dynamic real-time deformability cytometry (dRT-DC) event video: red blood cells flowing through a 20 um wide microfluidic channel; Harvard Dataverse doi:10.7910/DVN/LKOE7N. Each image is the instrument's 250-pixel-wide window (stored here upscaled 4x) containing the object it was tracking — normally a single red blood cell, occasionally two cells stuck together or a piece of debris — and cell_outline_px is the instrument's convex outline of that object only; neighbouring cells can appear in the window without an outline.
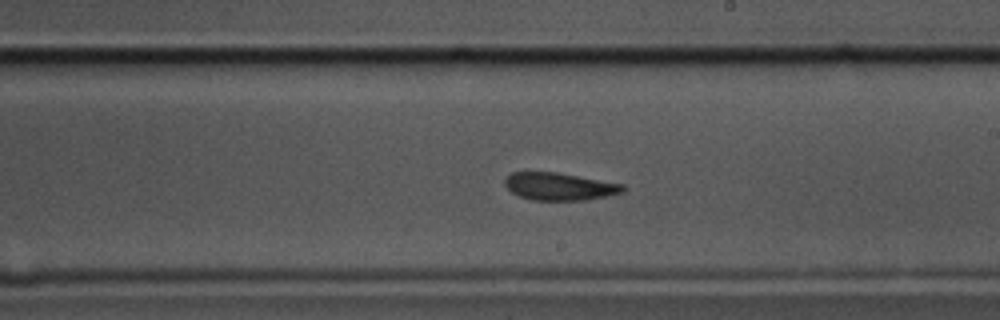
{"species": "common noctule bat (a hibernating species)", "species_latin": "Nyctalus noctula", "temperature_condition": "cold", "stored_images_in_passage": 44, "camera_frame_rate_fps": 3000, "um_per_image_px": 0.085, "animal": {"sex": "male", "body_mass_g": 17.5, "forearm_length_mm": 52.3}, "frame": {"image": 1, "passage_image": 32, "time_ms": 10.333, "image_size_px": [1000, 320], "cell_outline_px": [[624, 192], [608, 196], [584, 200], [532, 200], [520, 196], [512, 192], [504, 184], [504, 180], [512, 172], [556, 172], [624, 184]], "centroid_in_image_um": [47.57, 15.85], "position_along_channel_um": 241.4, "area_um2": 18.84}}
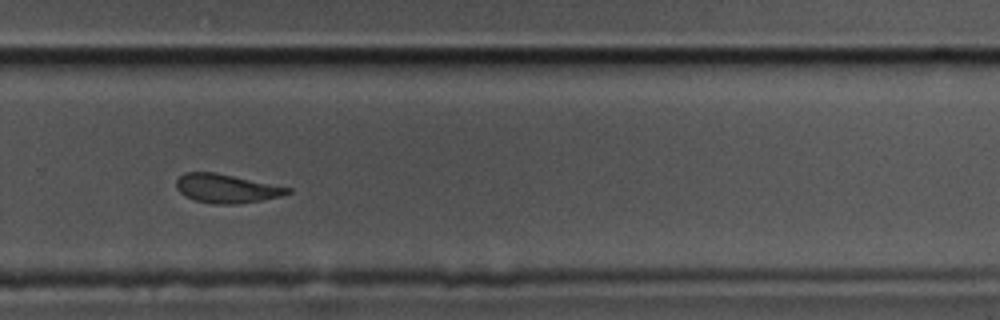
{"frame": {"image": 2, "passage_image": 38, "time_ms": 12.333, "image_size_px": [1000, 320], "cell_outline_px": [[292, 192], [280, 196], [240, 204], [216, 204], [196, 200], [184, 196], [176, 188], [176, 180], [184, 172], [216, 172], [292, 188]], "centroid_in_image_um": [19.24, 16.01], "position_along_channel_um": 310.6, "area_um2": 18.67}}
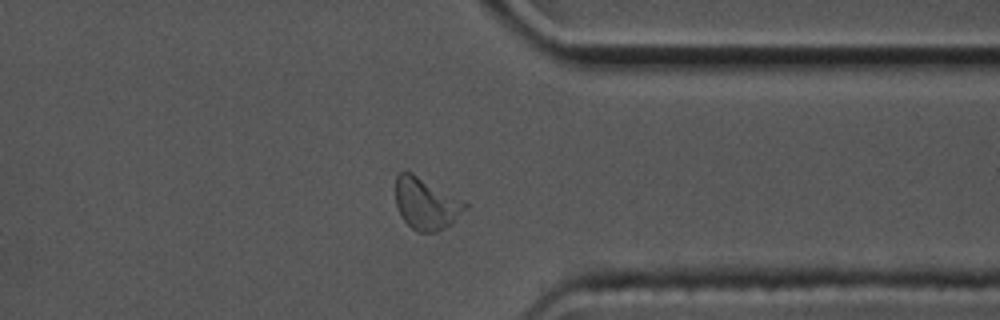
{"frame": {"image": 3, "passage_image": 44, "time_ms": 14.333, "image_size_px": [1000, 320], "cell_outline_px": [[468, 208], [444, 228], [436, 232], [416, 232], [400, 216], [396, 204], [396, 176], [404, 168], [468, 200]], "centroid_in_image_um": [36.24, 17.26], "position_along_channel_um": 375.2, "area_um2": 21.56}, "authors_computed_cell_mechanics": {"area_um2": 19.5653, "velocity_mm_per_s": 3.4435, "shape_relaxation_time_tau1_ms": 5.0081, "shape_relaxation_time_tau2_ms": 3.2705, "deformation_change_tau1": 0.1342, "deformation_change_tau2": 0.0799}}